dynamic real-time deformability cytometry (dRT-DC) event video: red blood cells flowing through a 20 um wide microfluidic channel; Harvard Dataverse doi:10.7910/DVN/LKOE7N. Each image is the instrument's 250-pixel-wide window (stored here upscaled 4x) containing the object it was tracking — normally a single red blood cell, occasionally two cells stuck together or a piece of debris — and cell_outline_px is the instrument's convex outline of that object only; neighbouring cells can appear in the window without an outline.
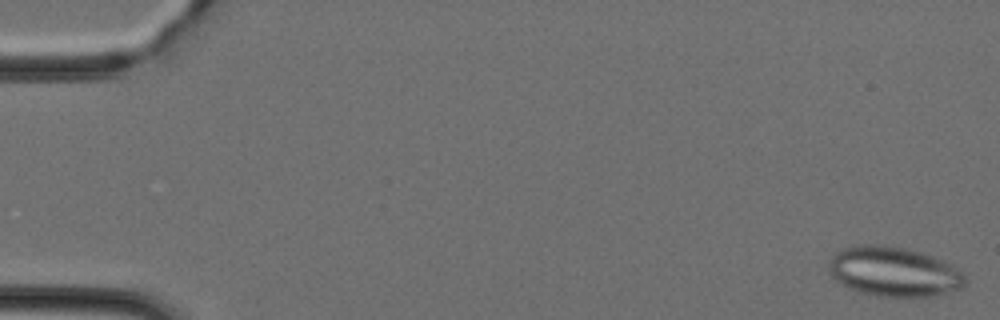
{"species": "Egyptian fruit bat (a non-hibernating species)", "species_latin": "Rousettus aegyptiacus", "temperature_condition": "cold", "stored_images_in_passage": 46, "camera_frame_rate_fps": 3000, "um_per_image_px": 0.085, "animal": {"sex": "female"}, "frame": {"image": 1, "passage_image": 1, "time_ms": 0.0, "image_size_px": [1000, 320], "cell_outline_px": [[968, 280], [964, 288], [948, 292], [928, 296], [876, 296], [860, 292], [848, 288], [836, 280], [832, 276], [828, 268], [828, 260], [836, 252], [844, 248], [856, 244], [884, 244], [924, 252], [956, 268]], "centroid_in_image_um": [75.95, 23.08], "position_along_channel_um": 9.1, "area_um2": 39.59}}
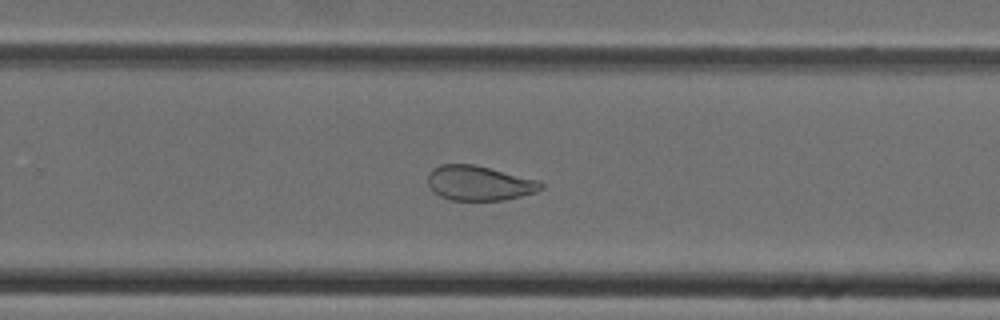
{"frame": {"image": 2, "passage_image": 30, "time_ms": 9.667, "image_size_px": [1000, 320], "cell_outline_px": [[544, 188], [536, 192], [504, 200], [452, 200], [440, 196], [428, 184], [428, 176], [432, 168], [440, 164], [472, 164], [540, 180], [544, 184]], "centroid_in_image_um": [40.76, 15.56], "position_along_channel_um": 289.0, "area_um2": 22.83}}
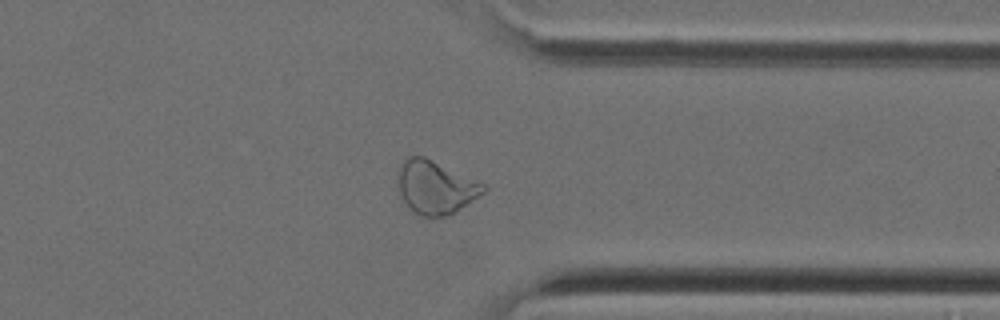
{"frame": {"image": 3, "passage_image": 36, "time_ms": 11.667, "image_size_px": [1000, 320], "cell_outline_px": [[488, 188], [484, 192], [452, 212], [444, 216], [420, 216], [404, 200], [400, 192], [400, 168], [404, 160], [408, 156], [424, 156], [484, 184]], "centroid_in_image_um": [37.03, 15.89], "position_along_channel_um": 374.4, "area_um2": 25.32}}